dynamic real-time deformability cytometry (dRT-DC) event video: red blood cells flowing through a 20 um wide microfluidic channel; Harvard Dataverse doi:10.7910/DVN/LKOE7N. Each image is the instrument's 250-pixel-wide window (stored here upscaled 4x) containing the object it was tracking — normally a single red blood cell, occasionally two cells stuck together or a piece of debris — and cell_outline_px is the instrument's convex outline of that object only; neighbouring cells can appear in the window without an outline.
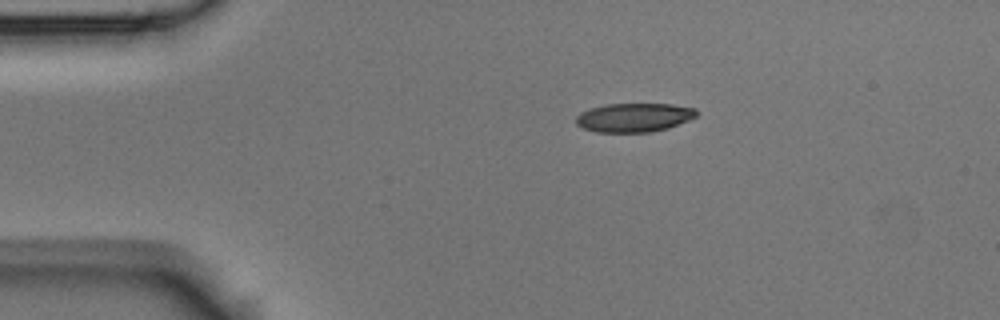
{"species": "Egyptian fruit bat (a non-hibernating species)", "species_latin": "Rousettus aegyptiacus", "temperature_condition": "room temperature", "stored_images_in_passage": 3, "segment_of_instrument_passage": [1, 2], "camera_frame_rate_fps": 3000, "um_per_image_px": 0.085, "animal": {"sex": "male"}, "frame": {"image": 1, "passage_image": 2, "time_ms": 0.333, "image_size_px": [1000, 320], "cell_outline_px": [[696, 116], [688, 120], [668, 128], [652, 132], [596, 132], [584, 128], [576, 124], [576, 116], [580, 112], [588, 108], [604, 104], [672, 104], [696, 108]], "centroid_in_image_um": [53.86, 9.98], "position_along_channel_um": 31.1, "area_um2": 20.35}}